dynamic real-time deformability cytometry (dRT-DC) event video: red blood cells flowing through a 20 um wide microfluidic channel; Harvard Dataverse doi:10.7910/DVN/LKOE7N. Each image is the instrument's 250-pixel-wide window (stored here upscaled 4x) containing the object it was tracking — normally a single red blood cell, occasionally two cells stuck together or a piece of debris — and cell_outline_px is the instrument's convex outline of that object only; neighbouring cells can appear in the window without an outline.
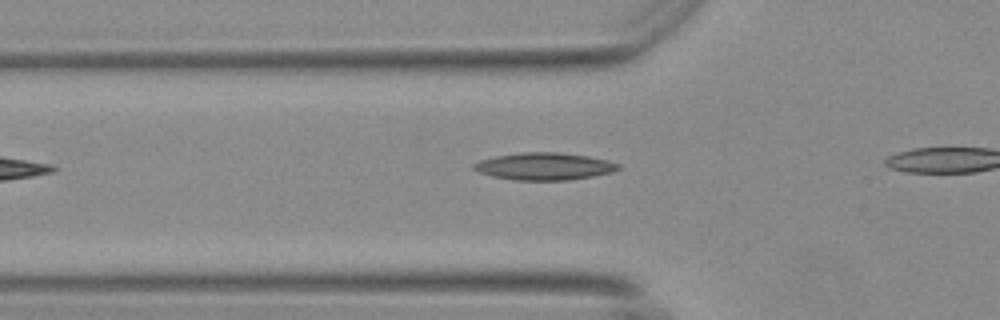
{"species": "Egyptian fruit bat (a non-hibernating species)", "species_latin": "Rousettus aegyptiacus", "temperature_condition": "warm", "stored_images_in_passage": 11, "camera_frame_rate_fps": 3000, "um_per_image_px": 0.085, "animal": {"sex": "female"}, "frame": {"image": 1, "passage_image": 2, "time_ms": 0.333, "image_size_px": [1000, 320], "cell_outline_px": [[620, 168], [612, 172], [592, 176], [568, 180], [516, 180], [492, 176], [480, 172], [472, 168], [472, 164], [480, 160], [496, 156], [520, 152], [560, 152], [588, 156], [608, 160], [620, 164]], "centroid_in_image_um": [46.27, 14.13], "position_along_channel_um": 79.5, "area_um2": 22.95}}
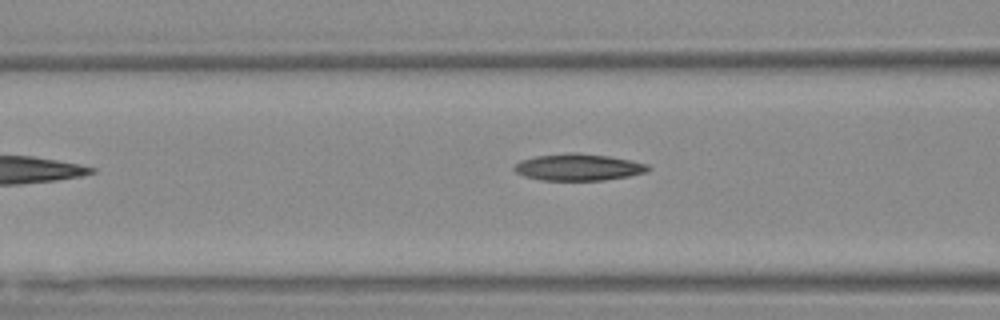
{"frame": {"image": 2, "passage_image": 5, "time_ms": 1.333, "image_size_px": [1000, 320], "cell_outline_px": [[652, 168], [644, 172], [628, 176], [604, 180], [540, 180], [524, 176], [516, 172], [512, 168], [520, 160], [536, 156], [568, 152], [576, 152], [608, 156], [632, 160], [648, 164]], "centroid_in_image_um": [49.15, 14.2], "position_along_channel_um": 117.4, "area_um2": 20.92}}
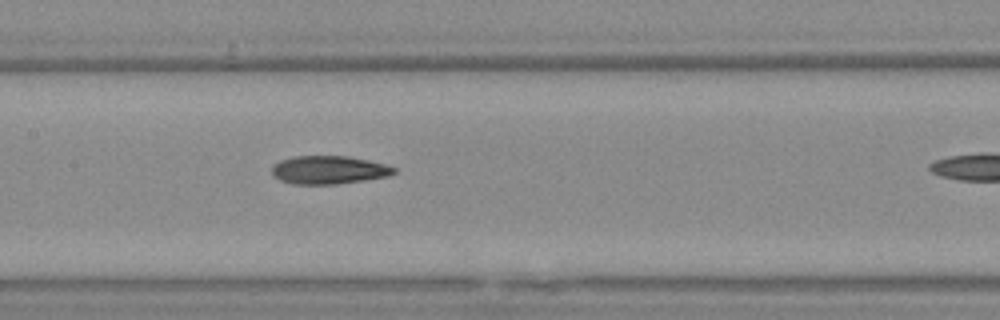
{"frame": {"image": 3, "passage_image": 10, "time_ms": 3.0, "image_size_px": [1000, 320], "cell_outline_px": [[396, 172], [388, 176], [336, 184], [292, 184], [280, 180], [272, 172], [272, 168], [280, 160], [292, 156], [348, 156], [368, 160], [384, 164], [396, 168]], "centroid_in_image_um": [27.95, 14.44], "position_along_channel_um": 179.5, "area_um2": 19.88}}